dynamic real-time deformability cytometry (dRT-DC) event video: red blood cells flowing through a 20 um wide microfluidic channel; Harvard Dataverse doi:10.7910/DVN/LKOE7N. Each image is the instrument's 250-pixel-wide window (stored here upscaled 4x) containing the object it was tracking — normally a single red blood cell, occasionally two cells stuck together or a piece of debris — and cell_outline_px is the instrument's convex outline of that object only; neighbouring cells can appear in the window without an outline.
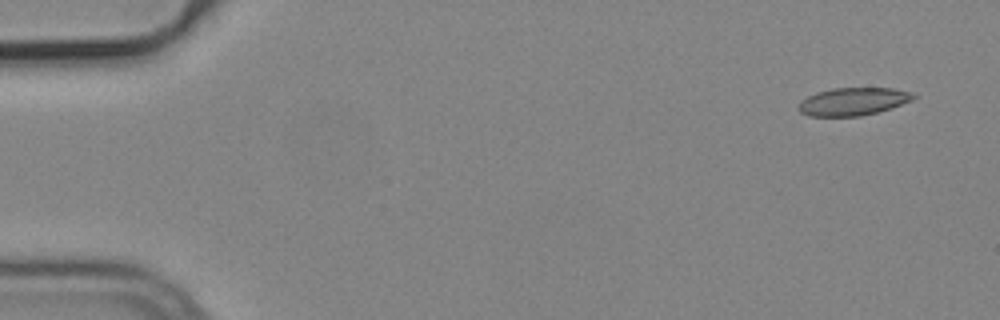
{"species": "common noctule bat (a hibernating species)", "species_latin": "Nyctalus noctula", "temperature_condition": "cold", "stored_images_in_passage": 4, "camera_frame_rate_fps": 3000, "um_per_image_px": 0.085, "animal": {"sex": "male", "body_mass_g": 19.2, "forearm_length_mm": 51.8}, "frame": {"image": 1, "passage_image": 1, "time_ms": 0.0, "image_size_px": [1000, 320], "cell_outline_px": [[916, 96], [912, 100], [892, 108], [860, 116], [808, 116], [800, 112], [800, 100], [816, 92], [832, 88], [892, 88], [912, 92]], "centroid_in_image_um": [72.52, 8.62], "position_along_channel_um": 12.5, "area_um2": 18.55}}
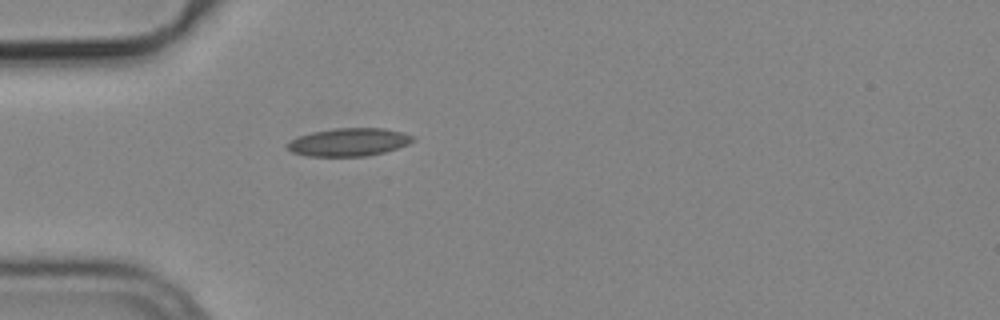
{"frame": {"image": 2, "passage_image": 4, "time_ms": 1.0, "image_size_px": [1000, 320], "cell_outline_px": [[416, 140], [408, 144], [384, 152], [364, 156], [308, 156], [292, 152], [284, 144], [300, 136], [312, 132], [336, 128], [384, 128], [404, 132], [416, 136]], "centroid_in_image_um": [29.69, 12.07], "position_along_channel_um": 55.3, "area_um2": 20.46}}